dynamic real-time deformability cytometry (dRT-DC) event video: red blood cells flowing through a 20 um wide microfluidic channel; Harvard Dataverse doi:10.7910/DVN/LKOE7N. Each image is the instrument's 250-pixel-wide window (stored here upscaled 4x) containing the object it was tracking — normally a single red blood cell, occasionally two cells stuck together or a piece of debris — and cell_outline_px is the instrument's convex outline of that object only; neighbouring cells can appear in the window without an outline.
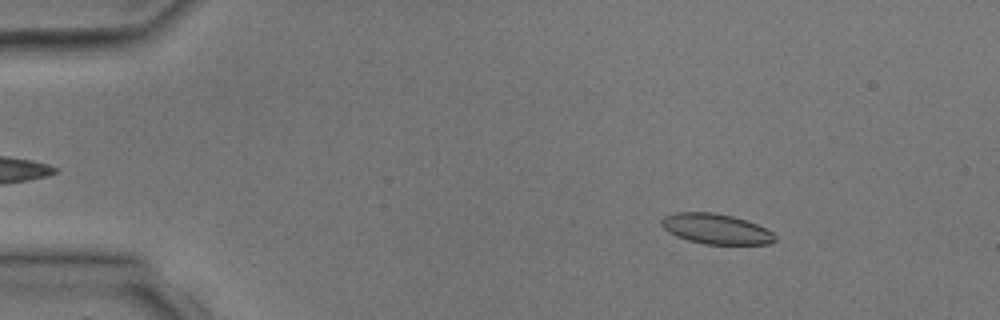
{"species": "common noctule bat (a hibernating species)", "species_latin": "Nyctalus noctula", "temperature_condition": "room temperature", "stored_images_in_passage": 3, "camera_frame_rate_fps": 3000, "um_per_image_px": 0.085, "animal": {"sex": "male", "body_mass_g": 17.9, "forearm_length_mm": 54.2}, "frame": {"image": 1, "passage_image": 1, "time_ms": 0.0, "image_size_px": [1000, 320], "cell_outline_px": [[776, 240], [772, 244], [704, 244], [688, 240], [676, 236], [668, 232], [660, 224], [660, 220], [664, 216], [676, 212], [712, 212], [732, 216], [756, 224], [772, 232], [776, 236]], "centroid_in_image_um": [60.83, 19.46], "position_along_channel_um": 24.2, "area_um2": 20.0}}